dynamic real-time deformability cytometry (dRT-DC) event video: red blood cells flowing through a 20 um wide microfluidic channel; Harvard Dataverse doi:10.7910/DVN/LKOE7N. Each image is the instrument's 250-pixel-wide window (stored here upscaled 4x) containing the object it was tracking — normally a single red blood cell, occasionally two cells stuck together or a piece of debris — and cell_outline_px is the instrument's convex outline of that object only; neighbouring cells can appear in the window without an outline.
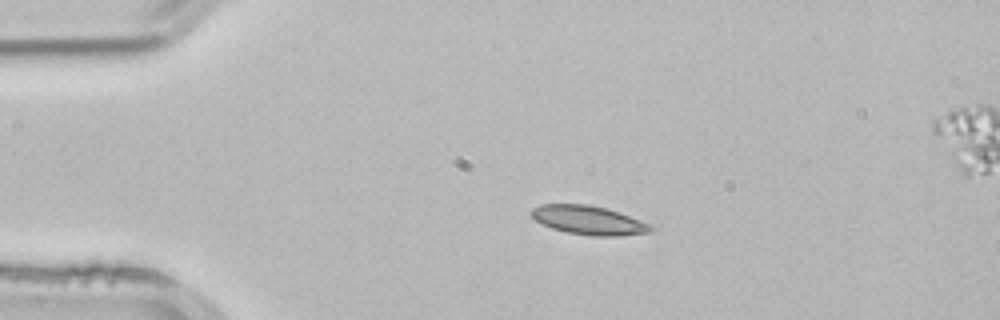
{"species": "common noctule bat (a hibernating species)", "species_latin": "Nyctalus noctula", "temperature_condition": "room temperature", "stored_images_in_passage": 3, "segment_of_instrument_passage": [1, 2], "camera_frame_rate_fps": 3000, "um_per_image_px": 0.085, "animal": {"sex": "male", "body_mass_g": 21.5, "forearm_length_mm": 52.0}, "frame": {"image": 1, "passage_image": 1, "time_ms": 0.0, "image_size_px": [1000, 320], "cell_outline_px": [[660, 228], [652, 232], [616, 236], [592, 236], [568, 232], [552, 228], [536, 220], [528, 212], [532, 208], [540, 204], [588, 204], [608, 208], [652, 224]], "centroid_in_image_um": [50.11, 18.71], "position_along_channel_um": 34.9, "area_um2": 20.4}}